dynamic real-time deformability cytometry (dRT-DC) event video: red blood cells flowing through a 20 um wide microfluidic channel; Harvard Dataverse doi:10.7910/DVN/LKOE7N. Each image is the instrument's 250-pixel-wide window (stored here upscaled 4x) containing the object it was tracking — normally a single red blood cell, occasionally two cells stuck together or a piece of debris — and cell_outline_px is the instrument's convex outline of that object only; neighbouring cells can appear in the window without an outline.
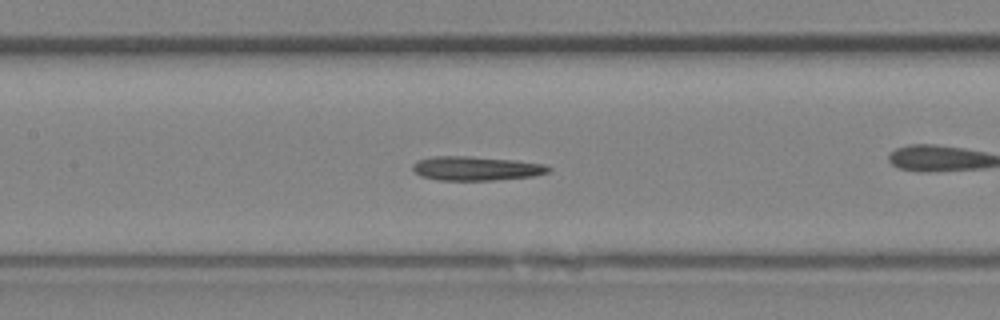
{"species": "Egyptian fruit bat (a non-hibernating species)", "species_latin": "Rousettus aegyptiacus", "temperature_condition": "room temperature", "stored_images_in_passage": 33, "camera_frame_rate_fps": 3000, "um_per_image_px": 0.085, "animal": {"sex": "female"}, "frame": {"image": 1, "passage_image": 15, "time_ms": 4.667, "image_size_px": [1000, 320], "cell_outline_px": [[552, 168], [548, 172], [532, 176], [496, 180], [436, 180], [420, 176], [412, 168], [412, 164], [416, 160], [432, 156], [472, 156], [516, 160], [544, 164]], "centroid_in_image_um": [40.43, 14.31], "position_along_channel_um": 167.0, "area_um2": 19.25}}